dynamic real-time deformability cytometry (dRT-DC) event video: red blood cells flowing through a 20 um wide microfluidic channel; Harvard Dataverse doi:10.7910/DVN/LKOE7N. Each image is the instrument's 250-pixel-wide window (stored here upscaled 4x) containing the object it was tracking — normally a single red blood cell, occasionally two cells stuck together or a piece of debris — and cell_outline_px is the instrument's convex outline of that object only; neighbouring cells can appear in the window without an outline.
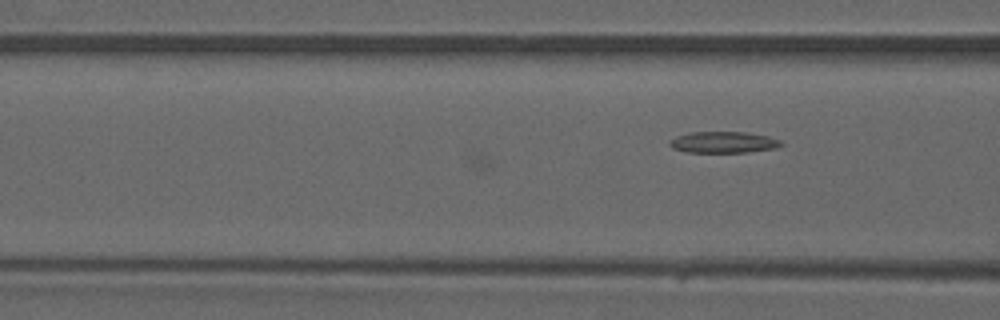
{"species": "common noctule bat (a hibernating species)", "species_latin": "Nyctalus noctula", "temperature_condition": "warm", "stored_images_in_passage": 10, "camera_frame_rate_fps": 3000, "um_per_image_px": 0.085, "animal": {"sex": "male", "forearm_length_mm": 52.5}, "frame": {"image": 1, "passage_image": 8, "time_ms": 2.333, "image_size_px": [1000, 320], "cell_outline_px": [[784, 144], [776, 148], [748, 152], [688, 152], [672, 148], [668, 144], [668, 140], [676, 136], [692, 132], [748, 132], [768, 136], [780, 140]], "centroid_in_image_um": [61.48, 12.09], "position_along_channel_um": 105.1, "area_um2": 13.93}}
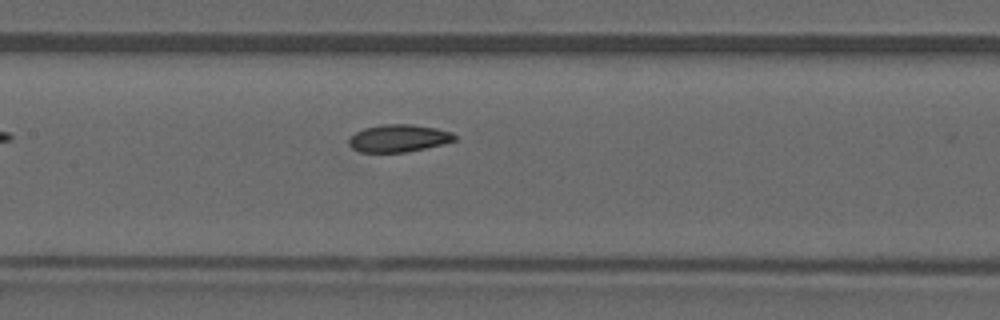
{"frame": {"image": 2, "passage_image": 10, "time_ms": 3.0, "image_size_px": [1000, 320], "cell_outline_px": [[456, 140], [444, 144], [404, 152], [360, 152], [352, 148], [348, 144], [348, 140], [356, 132], [364, 128], [384, 124], [412, 124], [436, 128], [452, 132], [456, 136]], "centroid_in_image_um": [33.89, 11.75], "position_along_channel_um": 173.5, "area_um2": 16.88}}